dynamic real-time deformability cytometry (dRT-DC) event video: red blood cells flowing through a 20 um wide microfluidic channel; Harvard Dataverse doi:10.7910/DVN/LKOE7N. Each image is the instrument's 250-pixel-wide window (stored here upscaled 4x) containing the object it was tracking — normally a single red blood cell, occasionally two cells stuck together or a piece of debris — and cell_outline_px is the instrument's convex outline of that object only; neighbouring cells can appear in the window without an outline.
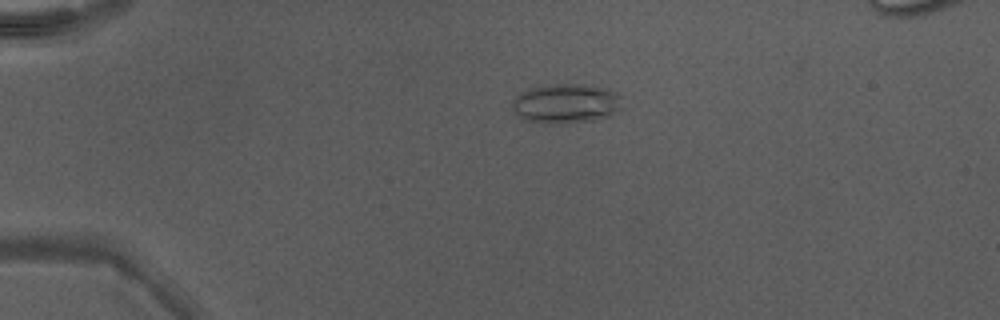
{"species": "Egyptian fruit bat (a non-hibernating species)", "species_latin": "Rousettus aegyptiacus", "temperature_condition": "warm", "stored_images_in_passage": 40, "camera_frame_rate_fps": 3000, "um_per_image_px": 0.085, "animal": {"sex": "male"}, "frame": {"image": 1, "passage_image": 2, "time_ms": 0.333, "image_size_px": [1000, 320], "cell_outline_px": [[624, 108], [608, 116], [592, 120], [552, 124], [548, 124], [524, 120], [512, 108], [512, 100], [516, 96], [528, 88], [544, 84], [572, 84], [604, 88], [616, 92], [620, 96]], "centroid_in_image_um": [48.1, 8.8], "position_along_channel_um": 36.9, "area_um2": 25.37}}
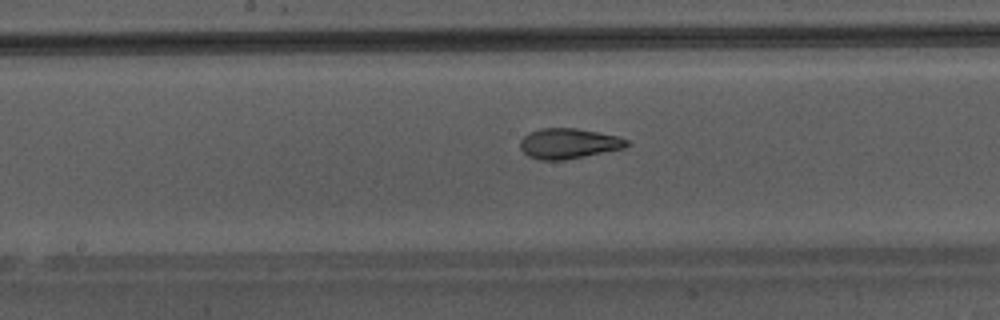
{"frame": {"image": 2, "passage_image": 17, "time_ms": 5.333, "image_size_px": [1000, 320], "cell_outline_px": [[632, 144], [624, 148], [564, 160], [540, 160], [528, 156], [520, 148], [520, 140], [528, 132], [540, 128], [576, 128], [616, 136], [628, 140]], "centroid_in_image_um": [48.31, 12.2], "position_along_channel_um": 199.9, "area_um2": 18.79}}
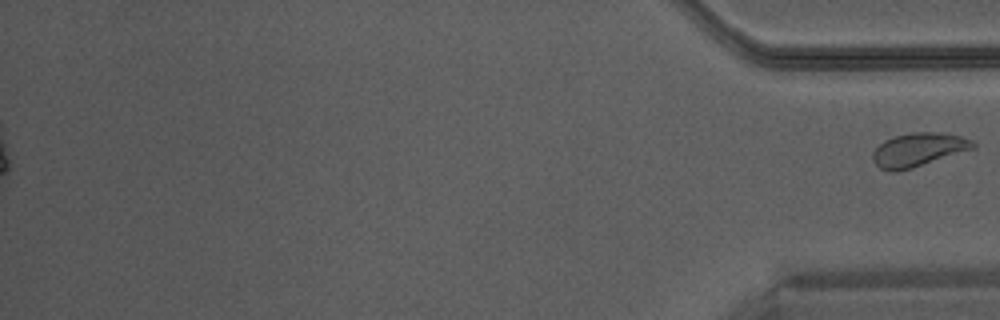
{"frame": {"image": 3, "passage_image": 40, "time_ms": 13.0, "image_size_px": [1000, 320], "cell_outline_px": [[976, 148], [912, 168], [896, 172], [892, 172], [880, 168], [872, 160], [872, 152], [884, 140], [892, 136], [912, 132], [936, 132], [960, 136], [972, 140], [976, 144]], "centroid_in_image_um": [78.04, 12.73], "position_along_channel_um": 357.2, "area_um2": 19.71}}